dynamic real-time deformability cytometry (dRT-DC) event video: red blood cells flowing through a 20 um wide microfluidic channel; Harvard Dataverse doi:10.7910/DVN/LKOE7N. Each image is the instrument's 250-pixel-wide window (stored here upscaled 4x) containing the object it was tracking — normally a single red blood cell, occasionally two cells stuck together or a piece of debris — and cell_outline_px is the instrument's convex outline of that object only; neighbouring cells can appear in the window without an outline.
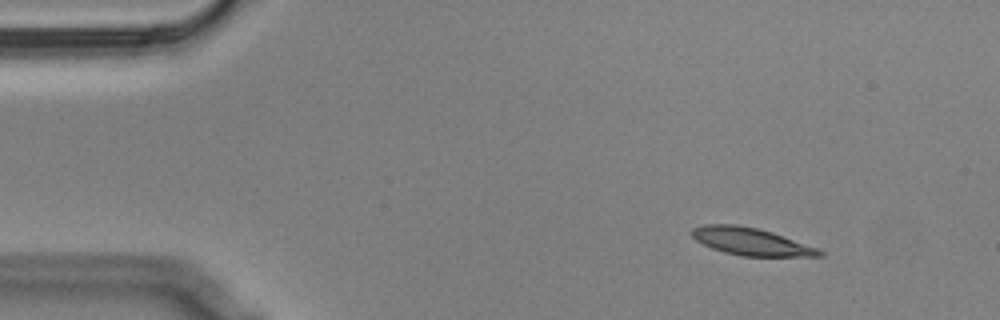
{"species": "Egyptian fruit bat (a non-hibernating species)", "species_latin": "Rousettus aegyptiacus", "temperature_condition": "cold", "stored_images_in_passage": 52, "camera_frame_rate_fps": 3000, "um_per_image_px": 0.085, "animal": {"sex": "male"}, "frame": {"image": 1, "passage_image": 1, "time_ms": 0.0, "image_size_px": [1000, 320], "cell_outline_px": [[824, 256], [740, 256], [724, 252], [712, 248], [696, 240], [692, 236], [692, 228], [704, 224], [736, 224], [756, 228], [772, 232], [816, 248], [824, 252]], "centroid_in_image_um": [63.8, 20.53], "position_along_channel_um": 21.2, "area_um2": 20.11}}
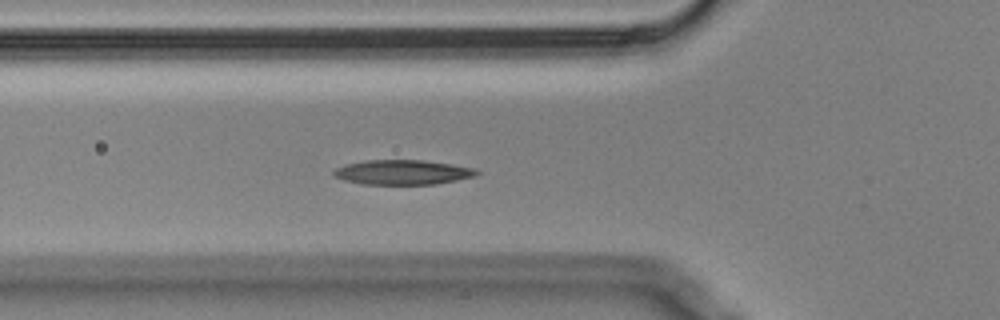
{"frame": {"image": 2, "passage_image": 14, "time_ms": 4.333, "image_size_px": [1000, 320], "cell_outline_px": [[480, 172], [476, 176], [436, 184], [360, 184], [344, 180], [332, 176], [332, 172], [336, 168], [348, 164], [368, 160], [420, 160], [476, 168]], "centroid_in_image_um": [34.21, 14.65], "position_along_channel_um": 91.6, "area_um2": 20.46}}
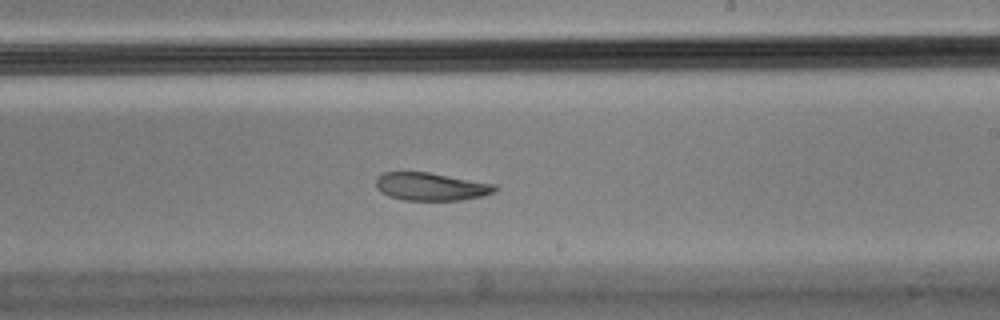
{"frame": {"image": 3, "passage_image": 28, "time_ms": 9.0, "image_size_px": [1000, 320], "cell_outline_px": [[496, 192], [484, 196], [460, 200], [404, 200], [388, 196], [380, 192], [376, 188], [376, 176], [384, 172], [428, 172], [496, 184]], "centroid_in_image_um": [36.62, 15.86], "position_along_channel_um": 252.4, "area_um2": 19.48}, "authors_computed_cell_mechanics": {"area_um2": 20.9814, "velocity_mm_per_s": 3.4428, "shape_relaxation_time_tau1_ms": 8.692, "shape_relaxation_time_tau2_ms": 8.6168, "deformation_change_tau1": 0.2009, "deformation_change_tau2": 0.1682}}